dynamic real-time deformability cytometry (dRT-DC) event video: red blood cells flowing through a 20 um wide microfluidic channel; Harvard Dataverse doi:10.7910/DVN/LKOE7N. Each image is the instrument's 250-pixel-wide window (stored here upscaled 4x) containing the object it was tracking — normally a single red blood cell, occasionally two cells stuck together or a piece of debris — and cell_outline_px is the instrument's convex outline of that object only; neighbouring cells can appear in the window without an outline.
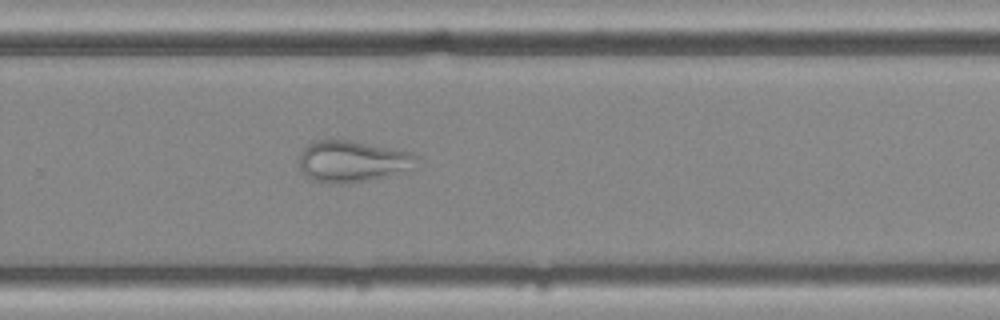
{"species": "common noctule bat (a hibernating species)", "species_latin": "Nyctalus noctula", "temperature_condition": "cold", "stored_images_in_passage": 55, "camera_frame_rate_fps": 3000, "um_per_image_px": 0.085, "animal": {"sex": "female", "body_mass_g": 25.1}, "frame": {"image": 1, "passage_image": 37, "time_ms": 12.0, "image_size_px": [1000, 320], "cell_outline_px": [[420, 156], [416, 168], [368, 180], [344, 184], [328, 184], [312, 180], [304, 176], [300, 168], [300, 156], [304, 148], [312, 140], [348, 140], [392, 148], [412, 152]], "centroid_in_image_um": [29.97, 13.72], "position_along_channel_um": 299.8, "area_um2": 28.67}}
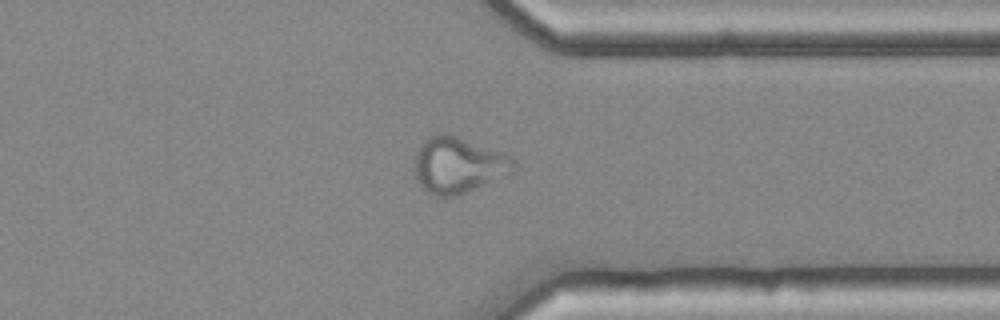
{"frame": {"image": 2, "passage_image": 43, "time_ms": 14.0, "image_size_px": [1000, 320], "cell_outline_px": [[516, 168], [512, 172], [460, 196], [436, 196], [428, 192], [420, 184], [416, 176], [416, 156], [420, 144], [428, 136], [440, 132], [444, 132], [456, 136], [512, 156], [516, 160]], "centroid_in_image_um": [38.97, 14.03], "position_along_channel_um": 372.4, "area_um2": 32.19}}
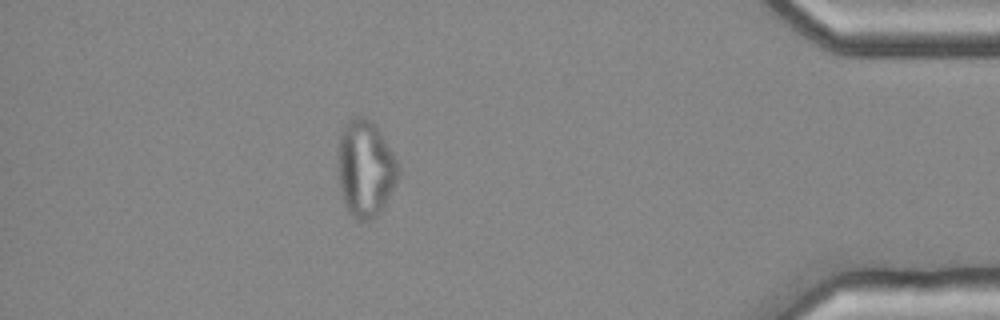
{"frame": {"image": 3, "passage_image": 49, "time_ms": 16.0, "image_size_px": [1000, 320], "cell_outline_px": [[400, 176], [396, 184], [384, 204], [376, 216], [372, 220], [356, 220], [348, 212], [344, 204], [340, 188], [336, 168], [340, 136], [344, 128], [352, 116], [364, 116], [372, 120], [380, 132], [392, 152], [400, 168]], "centroid_in_image_um": [31.04, 14.33], "position_along_channel_um": 404.2, "area_um2": 34.22}}